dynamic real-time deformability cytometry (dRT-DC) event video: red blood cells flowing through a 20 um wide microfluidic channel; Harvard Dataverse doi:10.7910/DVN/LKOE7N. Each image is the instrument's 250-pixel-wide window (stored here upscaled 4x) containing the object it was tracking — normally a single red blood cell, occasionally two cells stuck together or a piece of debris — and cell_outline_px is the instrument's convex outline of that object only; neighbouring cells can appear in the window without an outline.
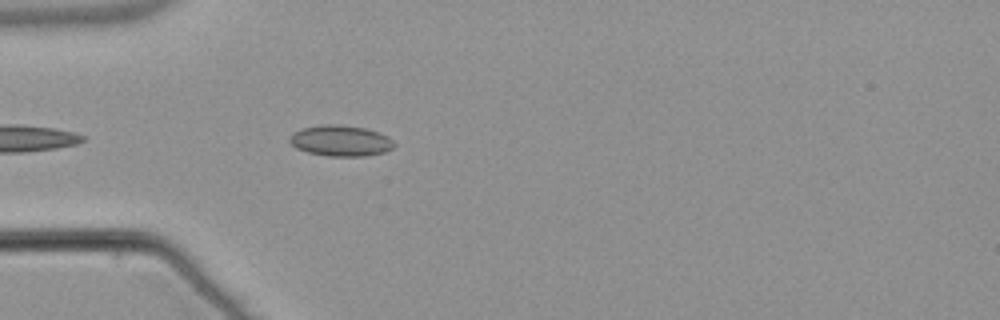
{"species": "common noctule bat (a hibernating species)", "species_latin": "Nyctalus noctula", "temperature_condition": "warm", "stored_images_in_passage": 28, "camera_frame_rate_fps": 3000, "um_per_image_px": 0.085, "animal": {"sex": "male", "body_mass_g": 21.5, "forearm_length_mm": 52.0}, "frame": {"image": 1, "passage_image": 5, "time_ms": 1.333, "image_size_px": [1000, 320], "cell_outline_px": [[396, 144], [392, 148], [384, 152], [364, 156], [328, 156], [308, 152], [296, 148], [288, 140], [288, 136], [304, 128], [324, 124], [336, 124], [364, 128], [388, 136]], "centroid_in_image_um": [28.95, 11.97], "position_along_channel_um": 56.0, "area_um2": 18.61}}